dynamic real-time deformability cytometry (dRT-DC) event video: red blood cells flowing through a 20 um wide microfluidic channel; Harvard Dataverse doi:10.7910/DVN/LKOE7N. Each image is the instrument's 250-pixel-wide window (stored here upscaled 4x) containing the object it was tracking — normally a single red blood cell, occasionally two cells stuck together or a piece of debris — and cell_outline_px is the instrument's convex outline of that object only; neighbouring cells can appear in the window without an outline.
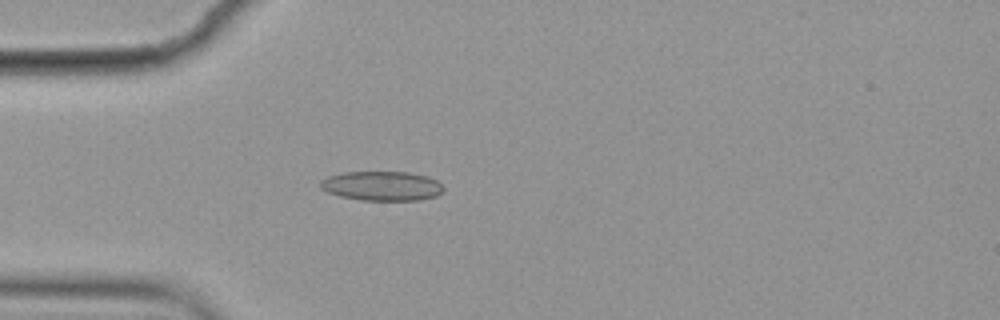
{"species": "common noctule bat (a hibernating species)", "species_latin": "Nyctalus noctula", "temperature_condition": "cold", "stored_images_in_passage": 43, "camera_frame_rate_fps": 3000, "um_per_image_px": 0.085, "animal": {"sex": "female", "body_mass_g": 19.9}, "frame": {"image": 1, "passage_image": 8, "time_ms": 2.333, "image_size_px": [1000, 320], "cell_outline_px": [[444, 188], [436, 196], [420, 200], [360, 200], [340, 196], [328, 192], [320, 188], [320, 180], [328, 176], [344, 172], [408, 172], [428, 176], [436, 180]], "centroid_in_image_um": [32.44, 15.8], "position_along_channel_um": 52.6, "area_um2": 21.1}}
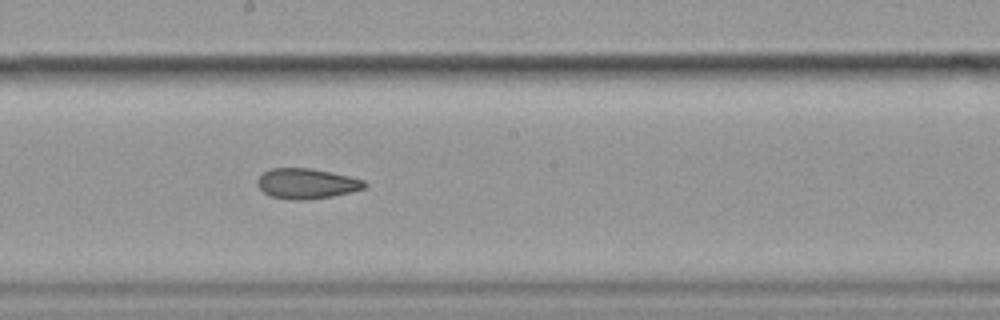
{"frame": {"image": 2, "passage_image": 23, "time_ms": 7.333, "image_size_px": [1000, 320], "cell_outline_px": [[368, 184], [364, 188], [332, 196], [308, 200], [292, 200], [268, 196], [256, 184], [256, 180], [264, 172], [272, 168], [308, 168], [348, 176], [364, 180]], "centroid_in_image_um": [26.02, 15.61], "position_along_channel_um": 222.2, "area_um2": 18.79}}
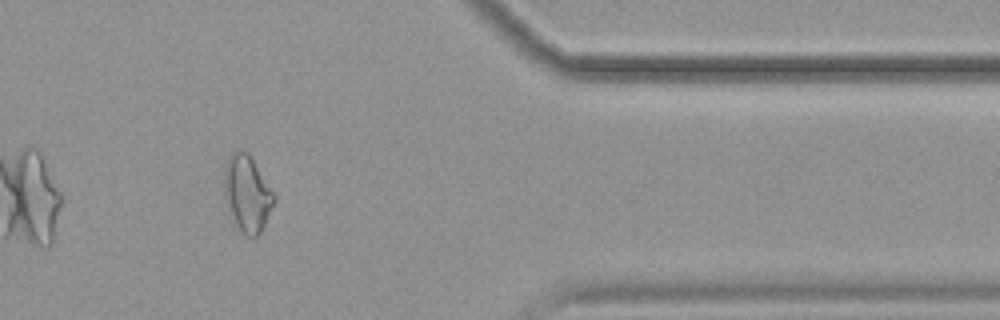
{"frame": {"image": 3, "passage_image": 39, "time_ms": 12.667, "image_size_px": [1000, 320], "cell_outline_px": [[276, 200], [260, 232], [256, 236], [248, 236], [232, 224], [228, 212], [224, 196], [224, 168], [228, 156], [236, 148], [240, 148], [248, 152], [276, 196]], "centroid_in_image_um": [20.97, 16.43], "position_along_channel_um": 390.4, "area_um2": 22.54}, "authors_computed_cell_mechanics": {"area_um2": 19.4208, "velocity_mm_per_s": 3.5593, "shape_relaxation_time_tau1_ms": null, "shape_relaxation_time_tau2_ms": 2.856, "deformation_change_tau1": null, "deformation_change_tau2": 0.0916}}